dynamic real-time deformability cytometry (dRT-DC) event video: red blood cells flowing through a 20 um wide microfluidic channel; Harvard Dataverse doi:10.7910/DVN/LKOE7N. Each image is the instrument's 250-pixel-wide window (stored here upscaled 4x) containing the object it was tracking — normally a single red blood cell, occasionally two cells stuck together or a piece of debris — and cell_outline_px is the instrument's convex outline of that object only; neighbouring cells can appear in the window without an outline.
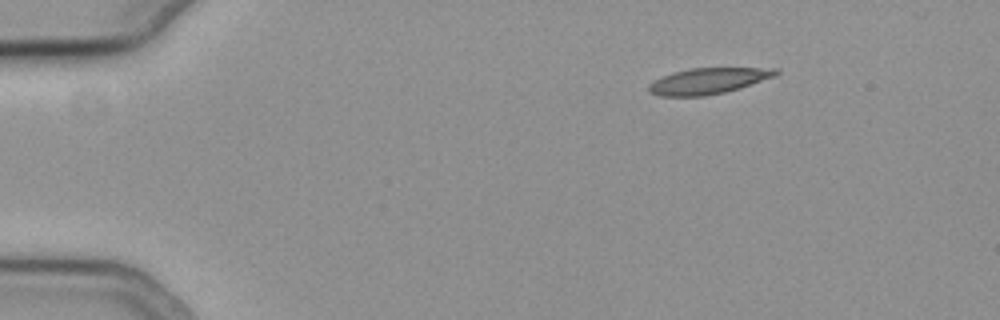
{"species": "common noctule bat (a hibernating species)", "species_latin": "Nyctalus noctula", "temperature_condition": "cold", "stored_images_in_passage": 11, "camera_frame_rate_fps": 3000, "um_per_image_px": 0.085, "animal": {"sex": "female", "body_mass_g": 19.3, "forearm_length_mm": 54.1}, "frame": {"image": 1, "passage_image": 1, "time_ms": 0.0, "image_size_px": [1000, 320], "cell_outline_px": [[780, 72], [776, 76], [740, 88], [724, 92], [704, 96], [660, 96], [648, 92], [648, 84], [652, 80], [672, 72], [688, 68], [780, 68]], "centroid_in_image_um": [60.18, 6.87], "position_along_channel_um": 24.8, "area_um2": 19.48}}
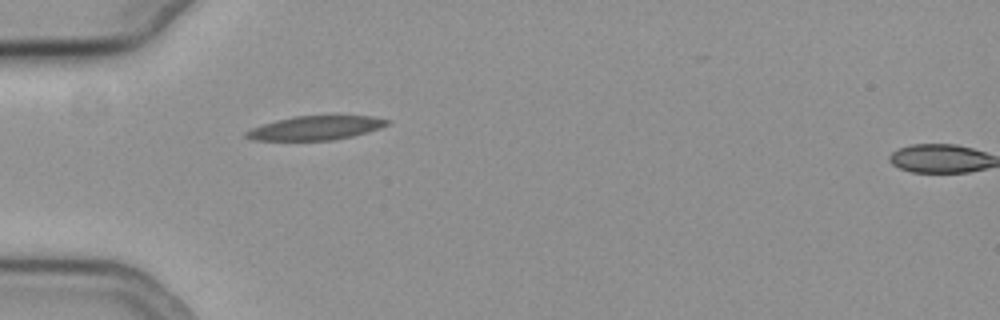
{"frame": {"image": 2, "passage_image": 10, "time_ms": 3.0, "image_size_px": [1000, 320], "cell_outline_px": [[392, 120], [388, 124], [380, 128], [352, 136], [332, 140], [252, 140], [244, 136], [244, 132], [252, 128], [276, 120], [292, 116], [372, 116]], "centroid_in_image_um": [26.82, 10.87], "position_along_channel_um": 58.2, "area_um2": 19.59}}